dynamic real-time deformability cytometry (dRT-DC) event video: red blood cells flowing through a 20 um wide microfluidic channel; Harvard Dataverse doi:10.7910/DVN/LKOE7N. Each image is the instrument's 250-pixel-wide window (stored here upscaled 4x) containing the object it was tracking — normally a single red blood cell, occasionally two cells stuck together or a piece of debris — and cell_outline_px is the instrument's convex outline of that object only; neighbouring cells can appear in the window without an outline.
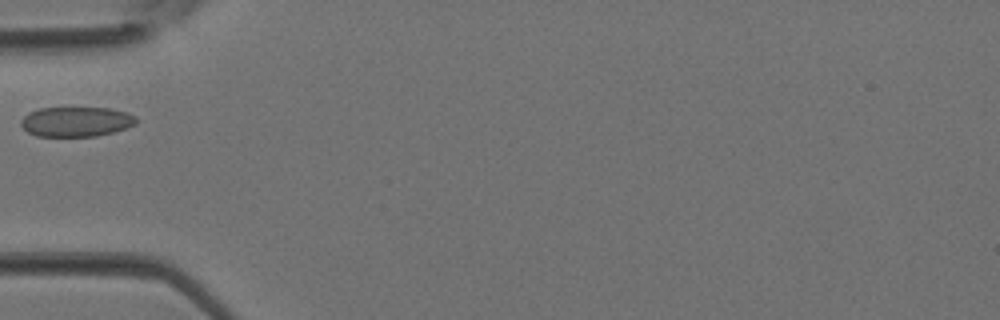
{"species": "Egyptian fruit bat (a non-hibernating species)", "species_latin": "Rousettus aegyptiacus", "temperature_condition": "room temperature", "stored_images_in_passage": 2, "camera_frame_rate_fps": 3000, "um_per_image_px": 0.085, "animal": {"sex": "female"}, "frame": {"image": 1, "passage_image": 2, "time_ms": 0.333, "image_size_px": [1000, 320], "cell_outline_px": [[136, 124], [112, 132], [96, 136], [36, 136], [28, 132], [20, 124], [20, 120], [28, 112], [40, 108], [108, 108], [124, 112], [136, 116]], "centroid_in_image_um": [6.43, 10.34], "position_along_channel_um": 78.6, "area_um2": 19.88}}